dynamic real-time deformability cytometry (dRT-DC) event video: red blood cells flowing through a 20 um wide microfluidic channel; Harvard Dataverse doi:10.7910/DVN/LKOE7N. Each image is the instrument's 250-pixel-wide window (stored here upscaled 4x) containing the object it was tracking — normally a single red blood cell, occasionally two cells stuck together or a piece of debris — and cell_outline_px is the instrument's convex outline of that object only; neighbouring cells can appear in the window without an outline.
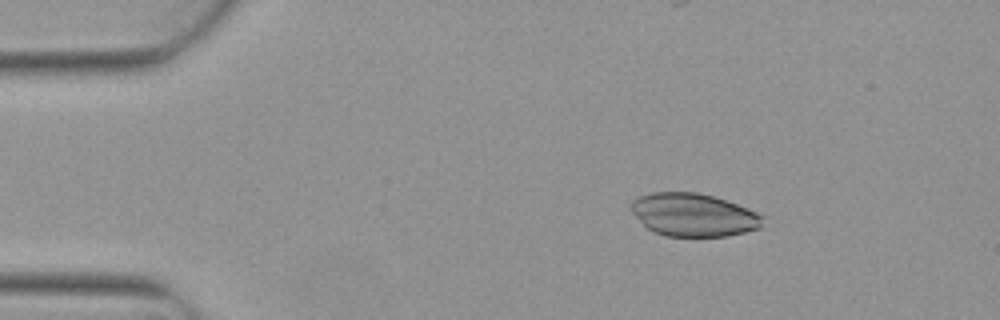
{"species": "Egyptian fruit bat (a non-hibernating species)", "species_latin": "Rousettus aegyptiacus", "temperature_condition": "warm", "stored_images_in_passage": 4, "camera_frame_rate_fps": 3000, "um_per_image_px": 0.085, "animal": {"sex": "female"}, "frame": {"image": 1, "passage_image": 2, "time_ms": 0.333, "image_size_px": [1000, 320], "cell_outline_px": [[764, 216], [760, 228], [728, 236], [664, 236], [652, 232], [632, 212], [632, 200], [648, 192], [696, 192], [712, 196], [748, 208]], "centroid_in_image_um": [58.94, 18.26], "position_along_channel_um": 26.1, "area_um2": 32.83}}